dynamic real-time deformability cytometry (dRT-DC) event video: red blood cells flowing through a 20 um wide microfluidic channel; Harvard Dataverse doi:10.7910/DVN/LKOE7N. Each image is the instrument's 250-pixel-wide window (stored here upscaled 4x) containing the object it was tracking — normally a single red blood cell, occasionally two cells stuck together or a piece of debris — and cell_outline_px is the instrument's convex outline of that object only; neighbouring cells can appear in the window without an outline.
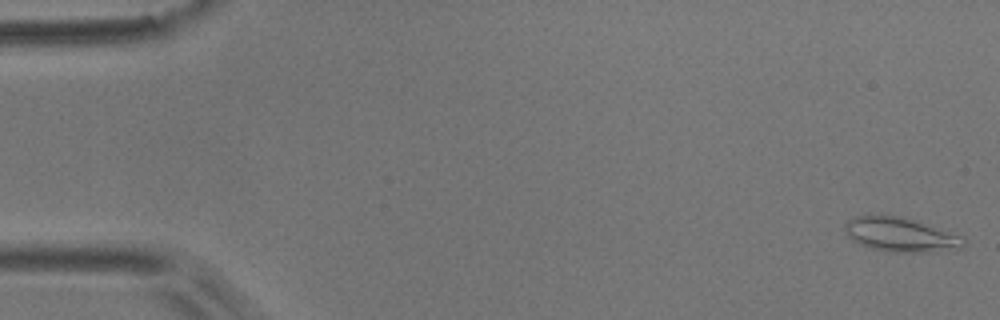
{"species": "common noctule bat (a hibernating species)", "species_latin": "Nyctalus noctula", "temperature_condition": "room temperature", "stored_images_in_passage": 54, "camera_frame_rate_fps": 3000, "um_per_image_px": 0.085, "animal": {"sex": "male", "body_mass_g": 17.9}, "frame": {"image": 1, "passage_image": 1, "time_ms": 0.0, "image_size_px": [1000, 320], "cell_outline_px": [[964, 244], [960, 248], [924, 252], [888, 252], [872, 248], [860, 244], [852, 240], [848, 236], [844, 228], [844, 224], [852, 216], [900, 216], [920, 220], [964, 236]], "centroid_in_image_um": [76.57, 19.93], "position_along_channel_um": 8.4, "area_um2": 23.87}}
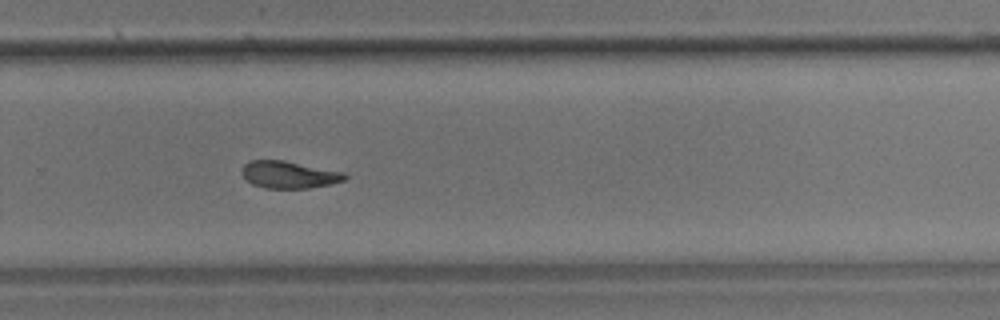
{"frame": {"image": 2, "passage_image": 36, "time_ms": 11.667, "image_size_px": [1000, 320], "cell_outline_px": [[348, 176], [344, 180], [332, 184], [308, 188], [264, 188], [252, 184], [240, 172], [244, 164], [248, 160], [284, 160], [344, 172]], "centroid_in_image_um": [24.56, 14.84], "position_along_channel_um": 305.2, "area_um2": 16.36}}
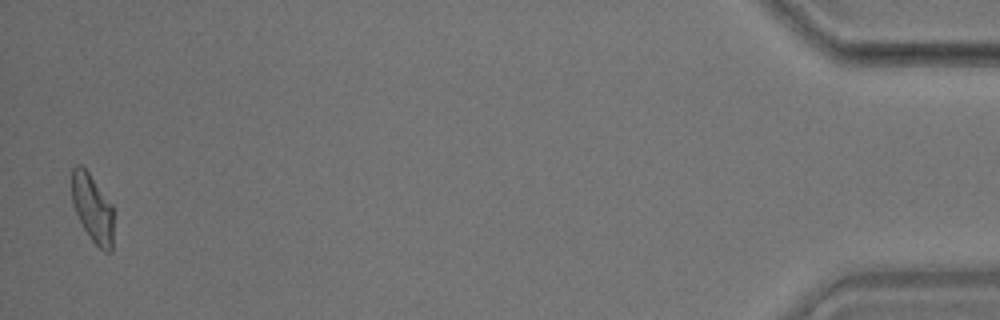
{"frame": {"image": 3, "passage_image": 53, "time_ms": 17.333, "image_size_px": [1000, 320], "cell_outline_px": [[112, 252], [104, 252], [92, 240], [84, 228], [72, 204], [72, 168], [76, 164], [80, 164], [88, 172], [112, 204]], "centroid_in_image_um": [7.85, 17.69], "position_along_channel_um": 427.3, "area_um2": 16.3}, "authors_computed_cell_mechanics": {"area_um2": 17.1377, "velocity_mm_per_s": 3.7143, "shape_relaxation_time_tau1_ms": 10.6174, "shape_relaxation_time_tau2_ms": 4.7784, "deformation_change_tau1": 0.211, "deformation_change_tau2": 0.1202}}